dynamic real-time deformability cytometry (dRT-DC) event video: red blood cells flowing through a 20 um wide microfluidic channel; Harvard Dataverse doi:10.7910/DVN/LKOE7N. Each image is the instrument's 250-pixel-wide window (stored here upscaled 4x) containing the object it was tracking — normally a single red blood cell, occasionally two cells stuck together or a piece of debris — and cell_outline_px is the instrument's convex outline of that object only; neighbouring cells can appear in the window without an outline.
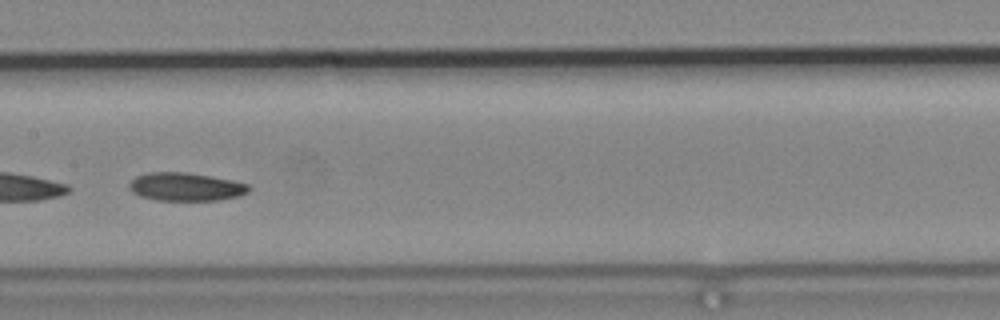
{"species": "common noctule bat (a hibernating species)", "species_latin": "Nyctalus noctula", "temperature_condition": "cold", "stored_images_in_passage": 47, "camera_frame_rate_fps": 3000, "um_per_image_px": 0.085, "animal": {"sex": "male", "body_mass_g": 19.2, "forearm_length_mm": 51.8}, "frame": {"image": 1, "passage_image": 21, "time_ms": 6.667, "image_size_px": [1000, 320], "cell_outline_px": [[252, 188], [248, 192], [240, 196], [220, 200], [156, 200], [140, 196], [132, 192], [128, 188], [128, 184], [136, 176], [148, 172], [188, 172], [232, 180], [248, 184]], "centroid_in_image_um": [15.79, 15.87], "position_along_channel_um": 191.6, "area_um2": 19.83}}
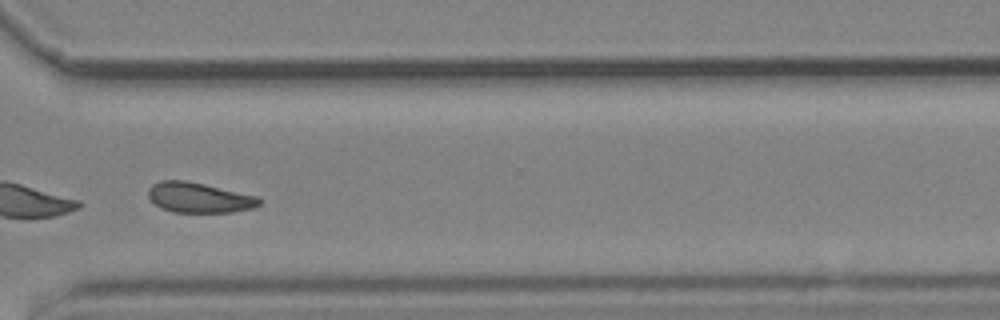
{"frame": {"image": 2, "passage_image": 34, "time_ms": 11.0, "image_size_px": [1000, 320], "cell_outline_px": [[264, 200], [260, 204], [252, 208], [232, 212], [172, 212], [160, 208], [148, 196], [148, 188], [152, 184], [160, 180], [184, 180], [204, 184], [256, 196]], "centroid_in_image_um": [16.9, 16.8], "position_along_channel_um": 353.7, "area_um2": 19.48}, "authors_computed_cell_mechanics": {"area_um2": 20.4034, "velocity_mm_per_s": 3.7423, "shape_relaxation_time_tau1_ms": 4.5035, "shape_relaxation_time_tau2_ms": null, "deformation_change_tau1": 0.1169, "deformation_change_tau2": null}}